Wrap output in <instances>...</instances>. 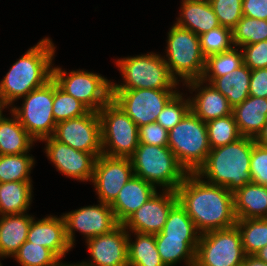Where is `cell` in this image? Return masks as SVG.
<instances>
[{"mask_svg": "<svg viewBox=\"0 0 267 266\" xmlns=\"http://www.w3.org/2000/svg\"><path fill=\"white\" fill-rule=\"evenodd\" d=\"M176 193L178 202L200 234L235 226L233 193L225 187L209 184L196 173H188Z\"/></svg>", "mask_w": 267, "mask_h": 266, "instance_id": "cell-1", "label": "cell"}, {"mask_svg": "<svg viewBox=\"0 0 267 266\" xmlns=\"http://www.w3.org/2000/svg\"><path fill=\"white\" fill-rule=\"evenodd\" d=\"M55 47L44 38L18 59L0 82V99L8 106L52 78Z\"/></svg>", "mask_w": 267, "mask_h": 266, "instance_id": "cell-2", "label": "cell"}, {"mask_svg": "<svg viewBox=\"0 0 267 266\" xmlns=\"http://www.w3.org/2000/svg\"><path fill=\"white\" fill-rule=\"evenodd\" d=\"M254 139L242 136L235 142L211 149L206 162L196 172L212 185L225 187L234 193L252 183L250 161Z\"/></svg>", "mask_w": 267, "mask_h": 266, "instance_id": "cell-3", "label": "cell"}, {"mask_svg": "<svg viewBox=\"0 0 267 266\" xmlns=\"http://www.w3.org/2000/svg\"><path fill=\"white\" fill-rule=\"evenodd\" d=\"M130 160L134 175L155 187H165L162 190L176 192L188 174L168 146L139 143Z\"/></svg>", "mask_w": 267, "mask_h": 266, "instance_id": "cell-4", "label": "cell"}, {"mask_svg": "<svg viewBox=\"0 0 267 266\" xmlns=\"http://www.w3.org/2000/svg\"><path fill=\"white\" fill-rule=\"evenodd\" d=\"M168 147L187 173H196L211 150L206 122L191 110L168 131Z\"/></svg>", "mask_w": 267, "mask_h": 266, "instance_id": "cell-5", "label": "cell"}, {"mask_svg": "<svg viewBox=\"0 0 267 266\" xmlns=\"http://www.w3.org/2000/svg\"><path fill=\"white\" fill-rule=\"evenodd\" d=\"M116 64L125 83H111V89L173 90L178 85L161 55L148 53L126 57L118 59Z\"/></svg>", "mask_w": 267, "mask_h": 266, "instance_id": "cell-6", "label": "cell"}, {"mask_svg": "<svg viewBox=\"0 0 267 266\" xmlns=\"http://www.w3.org/2000/svg\"><path fill=\"white\" fill-rule=\"evenodd\" d=\"M167 43V59L163 58L171 75L177 81H180L177 79L180 77L185 83L201 79L206 58L201 51L199 36L174 24L168 32Z\"/></svg>", "mask_w": 267, "mask_h": 266, "instance_id": "cell-7", "label": "cell"}, {"mask_svg": "<svg viewBox=\"0 0 267 266\" xmlns=\"http://www.w3.org/2000/svg\"><path fill=\"white\" fill-rule=\"evenodd\" d=\"M98 114L101 121L102 154L130 158L139 144L138 126L112 100Z\"/></svg>", "mask_w": 267, "mask_h": 266, "instance_id": "cell-8", "label": "cell"}, {"mask_svg": "<svg viewBox=\"0 0 267 266\" xmlns=\"http://www.w3.org/2000/svg\"><path fill=\"white\" fill-rule=\"evenodd\" d=\"M22 107H13L21 125L36 140H43L54 135L56 122L52 106L54 100V79L36 88L23 97Z\"/></svg>", "mask_w": 267, "mask_h": 266, "instance_id": "cell-9", "label": "cell"}, {"mask_svg": "<svg viewBox=\"0 0 267 266\" xmlns=\"http://www.w3.org/2000/svg\"><path fill=\"white\" fill-rule=\"evenodd\" d=\"M245 253L237 226L200 234L194 266H240Z\"/></svg>", "mask_w": 267, "mask_h": 266, "instance_id": "cell-10", "label": "cell"}, {"mask_svg": "<svg viewBox=\"0 0 267 266\" xmlns=\"http://www.w3.org/2000/svg\"><path fill=\"white\" fill-rule=\"evenodd\" d=\"M52 78L67 94L79 100L89 111L98 112L112 97L111 81L99 74L83 70L69 74L61 68H52Z\"/></svg>", "mask_w": 267, "mask_h": 266, "instance_id": "cell-11", "label": "cell"}, {"mask_svg": "<svg viewBox=\"0 0 267 266\" xmlns=\"http://www.w3.org/2000/svg\"><path fill=\"white\" fill-rule=\"evenodd\" d=\"M111 100L139 127L156 122L165 105L178 93L176 90L111 89Z\"/></svg>", "mask_w": 267, "mask_h": 266, "instance_id": "cell-12", "label": "cell"}, {"mask_svg": "<svg viewBox=\"0 0 267 266\" xmlns=\"http://www.w3.org/2000/svg\"><path fill=\"white\" fill-rule=\"evenodd\" d=\"M53 137L76 150L102 154L98 112L88 111L83 116L57 123Z\"/></svg>", "mask_w": 267, "mask_h": 266, "instance_id": "cell-13", "label": "cell"}, {"mask_svg": "<svg viewBox=\"0 0 267 266\" xmlns=\"http://www.w3.org/2000/svg\"><path fill=\"white\" fill-rule=\"evenodd\" d=\"M100 204L86 206L63 214L66 224L68 242L73 247L75 243L74 231H79L86 239L112 232L120 224L110 205L99 201Z\"/></svg>", "mask_w": 267, "mask_h": 266, "instance_id": "cell-14", "label": "cell"}, {"mask_svg": "<svg viewBox=\"0 0 267 266\" xmlns=\"http://www.w3.org/2000/svg\"><path fill=\"white\" fill-rule=\"evenodd\" d=\"M134 170L130 158L101 154L95 162L92 182L99 201L111 205L122 187L132 178Z\"/></svg>", "mask_w": 267, "mask_h": 266, "instance_id": "cell-15", "label": "cell"}, {"mask_svg": "<svg viewBox=\"0 0 267 266\" xmlns=\"http://www.w3.org/2000/svg\"><path fill=\"white\" fill-rule=\"evenodd\" d=\"M42 141L47 143L45 152L48 158L63 175L81 181L92 180L96 159L101 154L76 150L53 136Z\"/></svg>", "mask_w": 267, "mask_h": 266, "instance_id": "cell-16", "label": "cell"}, {"mask_svg": "<svg viewBox=\"0 0 267 266\" xmlns=\"http://www.w3.org/2000/svg\"><path fill=\"white\" fill-rule=\"evenodd\" d=\"M157 192L137 209L122 225L132 233L158 234L162 231L171 208L178 202L177 193L171 190Z\"/></svg>", "mask_w": 267, "mask_h": 266, "instance_id": "cell-17", "label": "cell"}, {"mask_svg": "<svg viewBox=\"0 0 267 266\" xmlns=\"http://www.w3.org/2000/svg\"><path fill=\"white\" fill-rule=\"evenodd\" d=\"M92 261L74 266H128V231L120 224L112 232L86 241Z\"/></svg>", "mask_w": 267, "mask_h": 266, "instance_id": "cell-18", "label": "cell"}, {"mask_svg": "<svg viewBox=\"0 0 267 266\" xmlns=\"http://www.w3.org/2000/svg\"><path fill=\"white\" fill-rule=\"evenodd\" d=\"M50 249L60 260L73 248L68 242L64 217L47 216L35 221L32 219L27 240Z\"/></svg>", "mask_w": 267, "mask_h": 266, "instance_id": "cell-19", "label": "cell"}, {"mask_svg": "<svg viewBox=\"0 0 267 266\" xmlns=\"http://www.w3.org/2000/svg\"><path fill=\"white\" fill-rule=\"evenodd\" d=\"M203 83L205 82L201 79L184 83L191 90H198L197 95L190 99V110L204 122L231 115L233 107L227 98L210 83L201 87Z\"/></svg>", "mask_w": 267, "mask_h": 266, "instance_id": "cell-20", "label": "cell"}, {"mask_svg": "<svg viewBox=\"0 0 267 266\" xmlns=\"http://www.w3.org/2000/svg\"><path fill=\"white\" fill-rule=\"evenodd\" d=\"M156 187L144 179L133 175L122 187L110 205L119 224H123L137 209L155 193Z\"/></svg>", "mask_w": 267, "mask_h": 266, "instance_id": "cell-21", "label": "cell"}, {"mask_svg": "<svg viewBox=\"0 0 267 266\" xmlns=\"http://www.w3.org/2000/svg\"><path fill=\"white\" fill-rule=\"evenodd\" d=\"M232 114L240 134L256 139L267 122V98L249 96L233 107Z\"/></svg>", "mask_w": 267, "mask_h": 266, "instance_id": "cell-22", "label": "cell"}, {"mask_svg": "<svg viewBox=\"0 0 267 266\" xmlns=\"http://www.w3.org/2000/svg\"><path fill=\"white\" fill-rule=\"evenodd\" d=\"M182 2L176 25L189 29L198 36L221 26L209 0H182Z\"/></svg>", "mask_w": 267, "mask_h": 266, "instance_id": "cell-23", "label": "cell"}, {"mask_svg": "<svg viewBox=\"0 0 267 266\" xmlns=\"http://www.w3.org/2000/svg\"><path fill=\"white\" fill-rule=\"evenodd\" d=\"M236 219L267 218V186L245 184L233 193Z\"/></svg>", "mask_w": 267, "mask_h": 266, "instance_id": "cell-24", "label": "cell"}, {"mask_svg": "<svg viewBox=\"0 0 267 266\" xmlns=\"http://www.w3.org/2000/svg\"><path fill=\"white\" fill-rule=\"evenodd\" d=\"M33 218L25 213L0 217V257H14L27 240Z\"/></svg>", "mask_w": 267, "mask_h": 266, "instance_id": "cell-25", "label": "cell"}, {"mask_svg": "<svg viewBox=\"0 0 267 266\" xmlns=\"http://www.w3.org/2000/svg\"><path fill=\"white\" fill-rule=\"evenodd\" d=\"M251 70L243 64L239 68L221 77H202L201 80L209 82L234 107L249 97V84Z\"/></svg>", "mask_w": 267, "mask_h": 266, "instance_id": "cell-26", "label": "cell"}, {"mask_svg": "<svg viewBox=\"0 0 267 266\" xmlns=\"http://www.w3.org/2000/svg\"><path fill=\"white\" fill-rule=\"evenodd\" d=\"M13 119H0V155L28 153L35 141L11 111Z\"/></svg>", "mask_w": 267, "mask_h": 266, "instance_id": "cell-27", "label": "cell"}, {"mask_svg": "<svg viewBox=\"0 0 267 266\" xmlns=\"http://www.w3.org/2000/svg\"><path fill=\"white\" fill-rule=\"evenodd\" d=\"M32 181L0 183V215L26 213L32 199Z\"/></svg>", "mask_w": 267, "mask_h": 266, "instance_id": "cell-28", "label": "cell"}, {"mask_svg": "<svg viewBox=\"0 0 267 266\" xmlns=\"http://www.w3.org/2000/svg\"><path fill=\"white\" fill-rule=\"evenodd\" d=\"M156 246L165 266H174L184 259L188 266H194L199 239H175L155 236Z\"/></svg>", "mask_w": 267, "mask_h": 266, "instance_id": "cell-29", "label": "cell"}, {"mask_svg": "<svg viewBox=\"0 0 267 266\" xmlns=\"http://www.w3.org/2000/svg\"><path fill=\"white\" fill-rule=\"evenodd\" d=\"M131 242L128 232V266H165L159 255L154 234L135 232Z\"/></svg>", "mask_w": 267, "mask_h": 266, "instance_id": "cell-30", "label": "cell"}, {"mask_svg": "<svg viewBox=\"0 0 267 266\" xmlns=\"http://www.w3.org/2000/svg\"><path fill=\"white\" fill-rule=\"evenodd\" d=\"M245 255H254L267 245V218L237 219Z\"/></svg>", "mask_w": 267, "mask_h": 266, "instance_id": "cell-31", "label": "cell"}, {"mask_svg": "<svg viewBox=\"0 0 267 266\" xmlns=\"http://www.w3.org/2000/svg\"><path fill=\"white\" fill-rule=\"evenodd\" d=\"M155 236H167L175 239H199L192 219L187 215L185 208L177 202L170 210L162 231Z\"/></svg>", "mask_w": 267, "mask_h": 266, "instance_id": "cell-32", "label": "cell"}, {"mask_svg": "<svg viewBox=\"0 0 267 266\" xmlns=\"http://www.w3.org/2000/svg\"><path fill=\"white\" fill-rule=\"evenodd\" d=\"M34 163V158L27 153L0 155V183L32 181L29 175Z\"/></svg>", "mask_w": 267, "mask_h": 266, "instance_id": "cell-33", "label": "cell"}, {"mask_svg": "<svg viewBox=\"0 0 267 266\" xmlns=\"http://www.w3.org/2000/svg\"><path fill=\"white\" fill-rule=\"evenodd\" d=\"M211 149L225 146L242 137L233 114L206 122Z\"/></svg>", "mask_w": 267, "mask_h": 266, "instance_id": "cell-34", "label": "cell"}, {"mask_svg": "<svg viewBox=\"0 0 267 266\" xmlns=\"http://www.w3.org/2000/svg\"><path fill=\"white\" fill-rule=\"evenodd\" d=\"M234 46H245L267 40V20L243 15L232 30Z\"/></svg>", "mask_w": 267, "mask_h": 266, "instance_id": "cell-35", "label": "cell"}, {"mask_svg": "<svg viewBox=\"0 0 267 266\" xmlns=\"http://www.w3.org/2000/svg\"><path fill=\"white\" fill-rule=\"evenodd\" d=\"M244 64L243 52L233 46L230 50L206 58L202 77H221Z\"/></svg>", "mask_w": 267, "mask_h": 266, "instance_id": "cell-36", "label": "cell"}, {"mask_svg": "<svg viewBox=\"0 0 267 266\" xmlns=\"http://www.w3.org/2000/svg\"><path fill=\"white\" fill-rule=\"evenodd\" d=\"M14 258L21 266H65L61 260L48 248L25 241Z\"/></svg>", "mask_w": 267, "mask_h": 266, "instance_id": "cell-37", "label": "cell"}, {"mask_svg": "<svg viewBox=\"0 0 267 266\" xmlns=\"http://www.w3.org/2000/svg\"><path fill=\"white\" fill-rule=\"evenodd\" d=\"M57 123L85 115L89 110L72 95L62 90L54 80V100L52 106Z\"/></svg>", "mask_w": 267, "mask_h": 266, "instance_id": "cell-38", "label": "cell"}, {"mask_svg": "<svg viewBox=\"0 0 267 266\" xmlns=\"http://www.w3.org/2000/svg\"><path fill=\"white\" fill-rule=\"evenodd\" d=\"M199 42L205 58L230 50L234 46L232 30L223 26L199 35Z\"/></svg>", "mask_w": 267, "mask_h": 266, "instance_id": "cell-39", "label": "cell"}, {"mask_svg": "<svg viewBox=\"0 0 267 266\" xmlns=\"http://www.w3.org/2000/svg\"><path fill=\"white\" fill-rule=\"evenodd\" d=\"M179 92L165 105L156 122L166 130L175 127L190 111V98L185 99Z\"/></svg>", "mask_w": 267, "mask_h": 266, "instance_id": "cell-40", "label": "cell"}, {"mask_svg": "<svg viewBox=\"0 0 267 266\" xmlns=\"http://www.w3.org/2000/svg\"><path fill=\"white\" fill-rule=\"evenodd\" d=\"M221 26L233 30L243 17V0H209Z\"/></svg>", "mask_w": 267, "mask_h": 266, "instance_id": "cell-41", "label": "cell"}, {"mask_svg": "<svg viewBox=\"0 0 267 266\" xmlns=\"http://www.w3.org/2000/svg\"><path fill=\"white\" fill-rule=\"evenodd\" d=\"M250 172L252 183L267 186V147L258 144L255 139L251 153Z\"/></svg>", "mask_w": 267, "mask_h": 266, "instance_id": "cell-42", "label": "cell"}, {"mask_svg": "<svg viewBox=\"0 0 267 266\" xmlns=\"http://www.w3.org/2000/svg\"><path fill=\"white\" fill-rule=\"evenodd\" d=\"M244 64L250 70L267 68V40L242 46Z\"/></svg>", "mask_w": 267, "mask_h": 266, "instance_id": "cell-43", "label": "cell"}, {"mask_svg": "<svg viewBox=\"0 0 267 266\" xmlns=\"http://www.w3.org/2000/svg\"><path fill=\"white\" fill-rule=\"evenodd\" d=\"M138 137L141 144L168 146V130L157 122L139 127Z\"/></svg>", "mask_w": 267, "mask_h": 266, "instance_id": "cell-44", "label": "cell"}, {"mask_svg": "<svg viewBox=\"0 0 267 266\" xmlns=\"http://www.w3.org/2000/svg\"><path fill=\"white\" fill-rule=\"evenodd\" d=\"M249 96L267 98V68L251 70Z\"/></svg>", "mask_w": 267, "mask_h": 266, "instance_id": "cell-45", "label": "cell"}, {"mask_svg": "<svg viewBox=\"0 0 267 266\" xmlns=\"http://www.w3.org/2000/svg\"><path fill=\"white\" fill-rule=\"evenodd\" d=\"M242 10L246 17L267 20V0H243Z\"/></svg>", "mask_w": 267, "mask_h": 266, "instance_id": "cell-46", "label": "cell"}, {"mask_svg": "<svg viewBox=\"0 0 267 266\" xmlns=\"http://www.w3.org/2000/svg\"><path fill=\"white\" fill-rule=\"evenodd\" d=\"M244 266H267V263L259 260L255 255H245Z\"/></svg>", "mask_w": 267, "mask_h": 266, "instance_id": "cell-47", "label": "cell"}, {"mask_svg": "<svg viewBox=\"0 0 267 266\" xmlns=\"http://www.w3.org/2000/svg\"><path fill=\"white\" fill-rule=\"evenodd\" d=\"M255 141L264 146L267 147V122L265 123L263 130L261 131V133L257 136V138L255 139Z\"/></svg>", "mask_w": 267, "mask_h": 266, "instance_id": "cell-48", "label": "cell"}, {"mask_svg": "<svg viewBox=\"0 0 267 266\" xmlns=\"http://www.w3.org/2000/svg\"><path fill=\"white\" fill-rule=\"evenodd\" d=\"M259 260L267 263V245L254 254Z\"/></svg>", "mask_w": 267, "mask_h": 266, "instance_id": "cell-49", "label": "cell"}, {"mask_svg": "<svg viewBox=\"0 0 267 266\" xmlns=\"http://www.w3.org/2000/svg\"><path fill=\"white\" fill-rule=\"evenodd\" d=\"M6 107H7V105L0 99V119L3 117L2 116L3 109Z\"/></svg>", "mask_w": 267, "mask_h": 266, "instance_id": "cell-50", "label": "cell"}]
</instances>
